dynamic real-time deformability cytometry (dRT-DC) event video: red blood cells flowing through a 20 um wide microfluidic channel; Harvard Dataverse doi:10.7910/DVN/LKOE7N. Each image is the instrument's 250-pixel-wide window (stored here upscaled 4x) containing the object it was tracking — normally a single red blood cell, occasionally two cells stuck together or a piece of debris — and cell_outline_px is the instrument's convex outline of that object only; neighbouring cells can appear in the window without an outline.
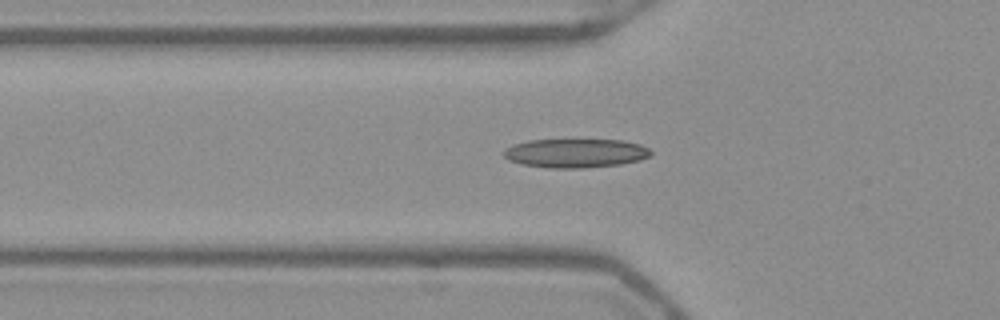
{"species": "Egyptian fruit bat (a non-hibernating species)", "species_latin": "Rousettus aegyptiacus", "temperature_condition": "warm", "stored_images_in_passage": 35, "camera_frame_rate_fps": 3000, "um_per_image_px": 0.085, "frame": {"image": 1, "passage_image": 8, "time_ms": 2.333, "image_size_px": [1000, 320], "cell_outline_px": [[652, 156], [640, 160], [620, 164], [580, 168], [548, 168], [520, 164], [508, 160], [504, 156], [504, 148], [512, 144], [528, 140], [624, 140], [640, 144], [648, 148], [652, 152]], "centroid_in_image_um": [48.9, 13.02], "position_along_channel_um": 76.9, "area_um2": 24.97}}
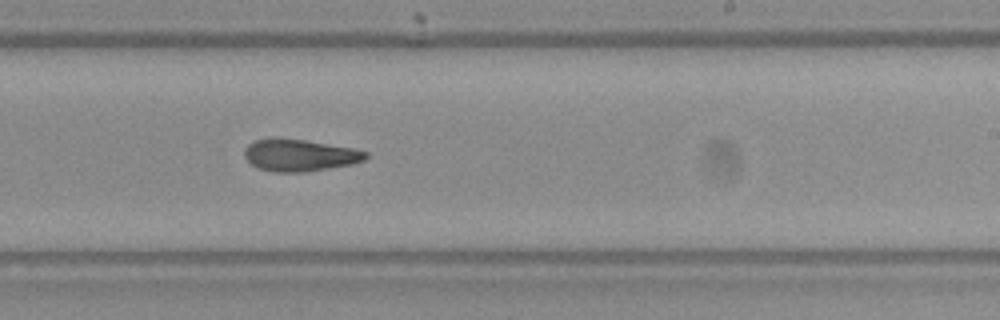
{"frame": {"image": 2, "passage_image": 22, "time_ms": 7.0, "image_size_px": [1000, 320], "cell_outline_px": [[368, 156], [364, 160], [352, 164], [304, 172], [276, 172], [256, 168], [244, 156], [244, 148], [248, 144], [256, 140], [304, 140], [352, 148], [368, 152]], "centroid_in_image_um": [25.48, 13.22], "position_along_channel_um": 263.5, "area_um2": 22.02}}
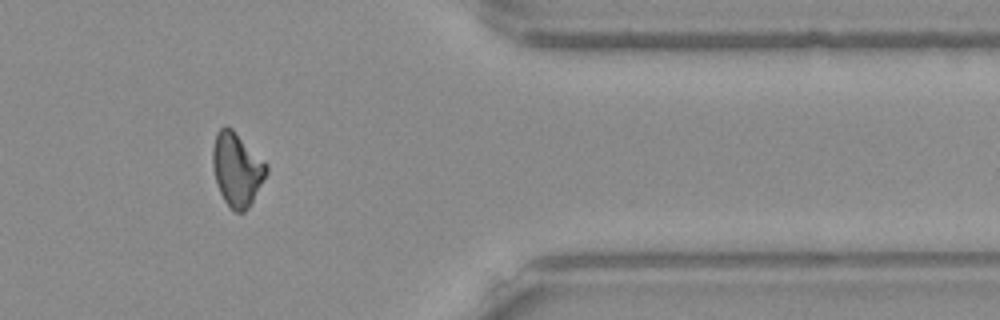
{"frame": {"image": 3, "passage_image": 33, "time_ms": 10.667, "image_size_px": [1000, 320], "cell_outline_px": [[268, 172], [248, 208], [244, 212], [232, 212], [224, 200], [220, 192], [216, 180], [212, 164], [212, 148], [216, 132], [224, 124], [232, 128], [268, 164]], "centroid_in_image_um": [20.13, 14.37], "position_along_channel_um": 391.3, "area_um2": 23.12}, "authors_computed_cell_mechanics": {"area_um2": 22.5998, "velocity_mm_per_s": 3.9769, "shape_relaxation_time_tau1_ms": null, "shape_relaxation_time_tau2_ms": 4.9258, "deformation_change_tau1": null, "deformation_change_tau2": 0.1179}}